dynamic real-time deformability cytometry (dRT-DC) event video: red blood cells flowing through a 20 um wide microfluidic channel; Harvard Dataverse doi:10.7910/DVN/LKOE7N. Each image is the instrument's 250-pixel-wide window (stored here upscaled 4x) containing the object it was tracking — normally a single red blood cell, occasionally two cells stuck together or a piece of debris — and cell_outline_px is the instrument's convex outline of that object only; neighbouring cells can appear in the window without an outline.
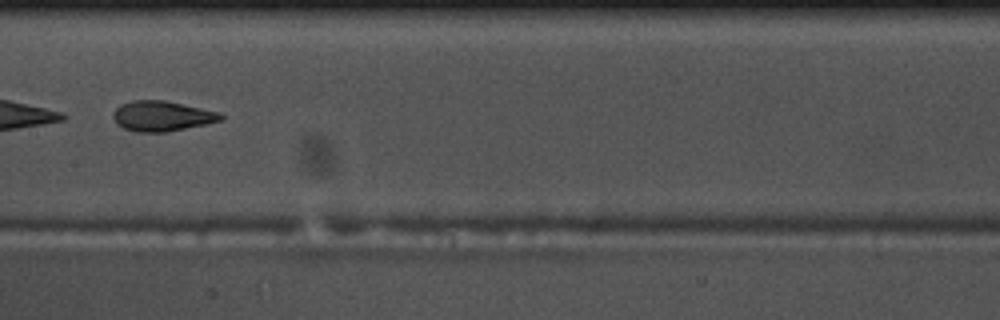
{"species": "common noctule bat (a hibernating species)", "species_latin": "Nyctalus noctula", "temperature_condition": "warm", "stored_images_in_passage": 38, "camera_frame_rate_fps": 3000, "um_per_image_px": 0.085, "animal": {"sex": "male", "body_mass_g": 17.5, "forearm_length_mm": 52.3}, "frame": {"image": 1, "passage_image": 12, "time_ms": 3.667, "image_size_px": [1000, 320], "cell_outline_px": [[224, 116], [220, 120], [204, 124], [164, 132], [136, 132], [124, 128], [116, 124], [112, 116], [112, 112], [120, 104], [132, 100], [168, 100], [220, 112]], "centroid_in_image_um": [13.72, 9.84], "position_along_channel_um": 193.7, "area_um2": 19.02}, "authors_computed_cell_mechanics": {"area_um2": 18.9295, "velocity_mm_per_s": 3.711, "shape_relaxation_time_tau1_ms": 4.1739, "shape_relaxation_time_tau2_ms": 1.6645, "deformation_change_tau1": 0.1653, "deformation_change_tau2": 0.0883}}